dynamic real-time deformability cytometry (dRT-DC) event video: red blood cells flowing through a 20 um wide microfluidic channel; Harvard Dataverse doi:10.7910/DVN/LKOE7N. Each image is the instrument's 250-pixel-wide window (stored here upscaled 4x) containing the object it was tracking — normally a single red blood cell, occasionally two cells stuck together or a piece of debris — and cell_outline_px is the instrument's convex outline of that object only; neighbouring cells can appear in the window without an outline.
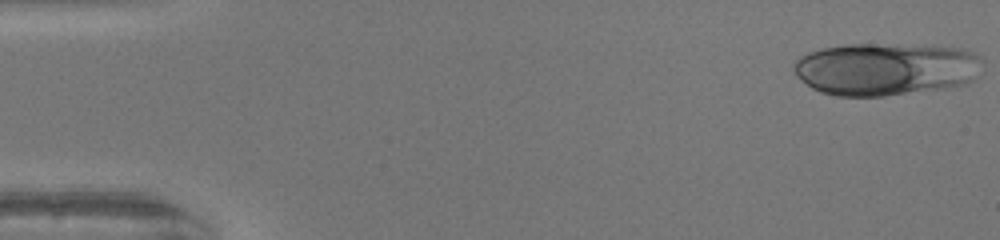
{"species": "human", "species_latin": "Homo sapiens", "temperature_condition": "warm", "stored_images_in_passage": 49, "camera_frame_rate_fps": 3000, "um_per_image_px": 0.085, "donor": {"sex": "female"}, "frame": {"image": 1, "passage_image": 1, "time_ms": 0.0, "image_size_px": [1000, 240], "cell_outline_px": [[984, 60], [972, 80], [964, 84], [940, 88], [884, 96], [836, 96], [820, 92], [812, 88], [796, 76], [792, 68], [792, 64], [800, 56], [808, 52], [824, 48], [848, 44], [872, 44], [956, 48], [968, 52]], "centroid_in_image_um": [75.18, 5.88], "position_along_channel_um": 9.8, "area_um2": 57.16}}
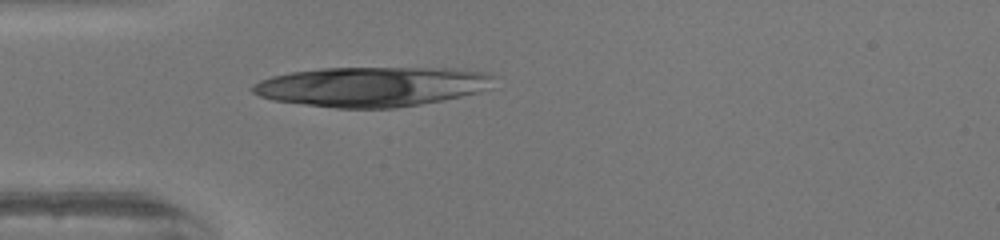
{"frame": {"image": 2, "passage_image": 14, "time_ms": 4.333, "image_size_px": [1000, 240], "cell_outline_px": [[496, 76], [492, 88], [460, 96], [420, 104], [396, 108], [336, 108], [272, 100], [260, 96], [252, 92], [248, 88], [252, 84], [260, 80], [272, 76], [292, 72], [320, 68], [452, 68], [488, 72]], "centroid_in_image_um": [31.61, 7.35], "position_along_channel_um": 53.4, "area_um2": 56.18}}